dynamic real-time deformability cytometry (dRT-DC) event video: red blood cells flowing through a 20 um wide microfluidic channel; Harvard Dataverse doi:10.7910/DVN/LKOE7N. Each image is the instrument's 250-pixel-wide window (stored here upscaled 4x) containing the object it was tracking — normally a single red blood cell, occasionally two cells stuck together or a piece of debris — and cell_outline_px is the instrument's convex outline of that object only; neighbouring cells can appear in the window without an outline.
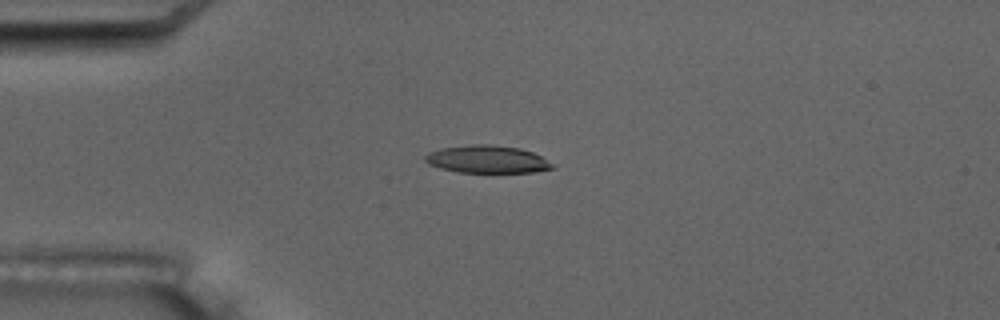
{"species": "common noctule bat (a hibernating species)", "species_latin": "Nyctalus noctula", "temperature_condition": "room temperature", "stored_images_in_passage": 10, "camera_frame_rate_fps": 3000, "um_per_image_px": 0.085, "animal": {"sex": "male", "body_mass_g": 17.5, "forearm_length_mm": 52.3}, "frame": {"image": 1, "passage_image": 5, "time_ms": 4.667, "image_size_px": [1000, 320], "cell_outline_px": [[556, 164], [552, 168], [532, 172], [456, 172], [440, 168], [428, 164], [424, 160], [424, 156], [428, 152], [440, 148], [472, 144], [488, 144], [520, 148], [532, 152]], "centroid_in_image_um": [41.38, 13.53], "position_along_channel_um": 43.6, "area_um2": 20.52}}
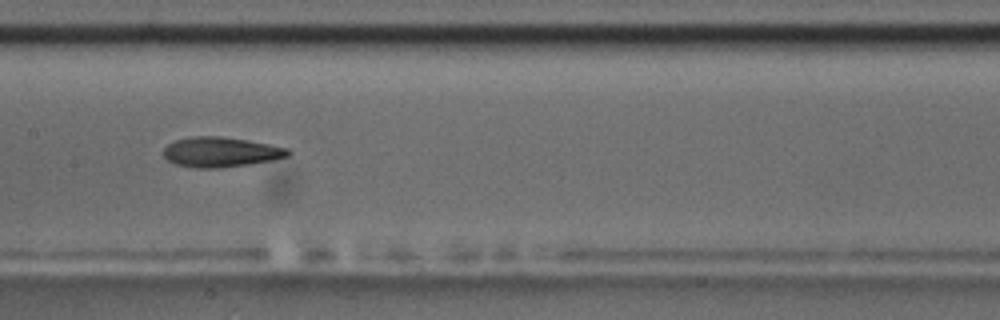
{"frame": {"image": 2, "passage_image": 9, "time_ms": 9.333, "image_size_px": [1000, 320], "cell_outline_px": [[292, 152], [288, 156], [272, 160], [248, 164], [216, 168], [196, 168], [176, 164], [168, 160], [160, 152], [168, 144], [176, 140], [192, 136], [220, 136], [248, 140], [288, 148]], "centroid_in_image_um": [18.74, 12.92], "position_along_channel_um": 188.7, "area_um2": 21.73}}